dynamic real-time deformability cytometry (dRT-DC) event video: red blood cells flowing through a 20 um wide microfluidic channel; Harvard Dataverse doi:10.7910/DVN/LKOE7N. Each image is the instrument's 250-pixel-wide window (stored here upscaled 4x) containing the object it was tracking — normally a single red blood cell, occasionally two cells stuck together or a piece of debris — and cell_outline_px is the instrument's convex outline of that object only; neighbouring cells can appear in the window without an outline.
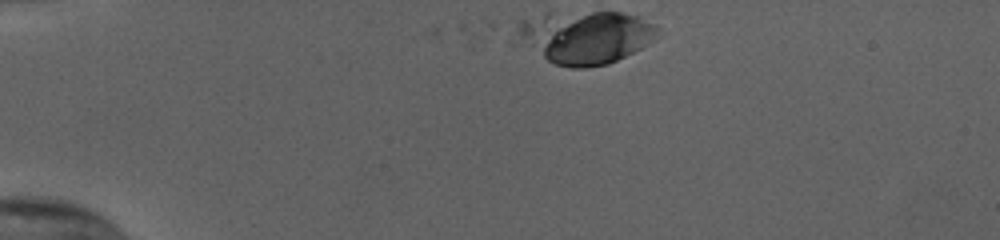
{"species": "human", "species_latin": "Homo sapiens", "temperature_condition": "cold", "stored_images_in_passage": 2, "camera_frame_rate_fps": 3000, "um_per_image_px": 0.085, "donor": {"sex": "female"}, "frame": {"image": 1, "passage_image": 2, "time_ms": 0.333, "image_size_px": [1000, 240], "cell_outline_px": [[660, 36], [656, 40], [608, 64], [584, 68], [572, 68], [556, 64], [512, 44], [516, 28], [520, 20], [548, 12], [620, 12], [640, 16], [656, 24], [660, 28]], "centroid_in_image_um": [49.66, 3.13], "position_along_channel_um": 35.3, "area_um2": 44.97}}